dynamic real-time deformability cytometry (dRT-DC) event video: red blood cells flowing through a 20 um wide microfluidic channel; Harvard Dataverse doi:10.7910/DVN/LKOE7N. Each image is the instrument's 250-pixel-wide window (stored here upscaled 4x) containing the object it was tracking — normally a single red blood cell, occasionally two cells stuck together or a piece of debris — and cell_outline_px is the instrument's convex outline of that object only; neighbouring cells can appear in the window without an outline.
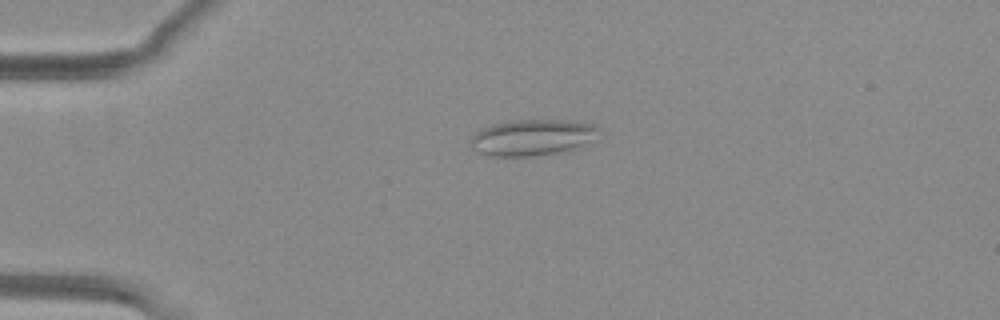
{"species": "common noctule bat (a hibernating species)", "species_latin": "Nyctalus noctula", "temperature_condition": "warm", "stored_images_in_passage": 41, "camera_frame_rate_fps": 3000, "um_per_image_px": 0.085, "animal": {"sex": "female", "body_mass_g": 29.2, "forearm_length_mm": 56.3}, "frame": {"image": 1, "passage_image": 2, "time_ms": 0.333, "image_size_px": [1000, 320], "cell_outline_px": [[604, 132], [584, 148], [532, 156], [488, 156], [476, 152], [472, 148], [468, 140], [480, 128], [492, 124], [512, 120], [572, 120], [596, 124]], "centroid_in_image_um": [45.33, 11.68], "position_along_channel_um": 39.7, "area_um2": 28.03}}
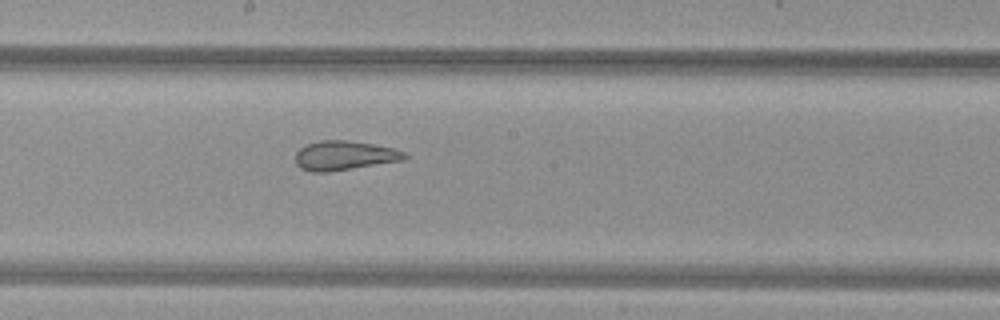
{"frame": {"image": 2, "passage_image": 18, "time_ms": 5.667, "image_size_px": [1000, 320], "cell_outline_px": [[408, 156], [404, 160], [328, 172], [312, 172], [300, 168], [296, 164], [296, 152], [300, 148], [308, 144], [320, 140], [344, 140], [372, 144], [392, 148], [404, 152]], "centroid_in_image_um": [29.25, 13.23], "position_along_channel_um": 219.0, "area_um2": 18.5}}
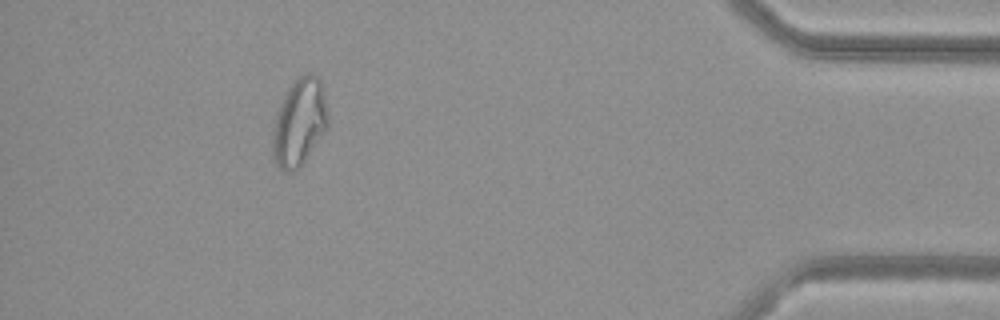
{"frame": {"image": 3, "passage_image": 36, "time_ms": 11.667, "image_size_px": [1000, 320], "cell_outline_px": [[328, 128], [300, 168], [292, 172], [288, 172], [280, 168], [276, 164], [272, 156], [272, 128], [276, 112], [288, 88], [304, 72], [312, 72], [320, 80], [328, 112]], "centroid_in_image_um": [25.43, 10.42], "position_along_channel_um": 409.8, "area_um2": 28.5}, "authors_computed_cell_mechanics": {"area_um2": 21.7328, "velocity_mm_per_s": 4.0585, "shape_relaxation_time_tau1_ms": null, "shape_relaxation_time_tau2_ms": 1.405, "deformation_change_tau1": null, "deformation_change_tau2": 0.077}}